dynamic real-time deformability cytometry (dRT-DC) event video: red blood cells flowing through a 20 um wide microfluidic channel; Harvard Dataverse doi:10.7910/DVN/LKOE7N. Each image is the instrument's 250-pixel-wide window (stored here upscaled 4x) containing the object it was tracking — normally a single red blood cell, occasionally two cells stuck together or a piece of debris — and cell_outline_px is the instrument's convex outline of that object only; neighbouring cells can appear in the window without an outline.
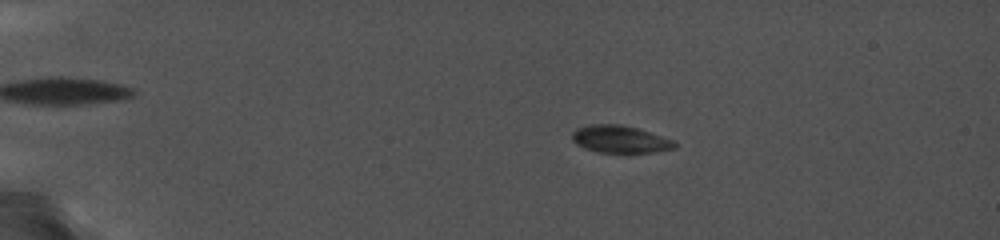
{"species": "common noctule bat (a hibernating species)", "species_latin": "Nyctalus noctula", "temperature_condition": "cold", "stored_images_in_passage": 89, "camera_frame_rate_fps": 5000, "um_per_image_px": 0.085, "animal": {"sex": "female", "body_mass_g": 19.0, "forearm_length_mm": 56.7}, "frame": {"image": 1, "passage_image": 21, "time_ms": 4.0, "image_size_px": [1000, 240], "cell_outline_px": [[680, 144], [676, 148], [656, 152], [596, 152], [584, 148], [576, 144], [572, 140], [572, 132], [576, 128], [588, 124], [620, 124], [636, 128], [664, 136], [676, 140]], "centroid_in_image_um": [52.74, 11.83], "position_along_channel_um": 32.3, "area_um2": 16.65}}
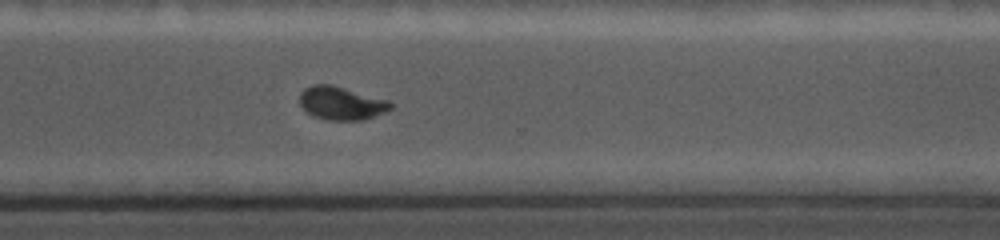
{"frame": {"image": 2, "passage_image": 74, "time_ms": 14.6, "image_size_px": [1000, 240], "cell_outline_px": [[392, 108], [384, 112], [364, 120], [328, 120], [316, 116], [308, 112], [300, 104], [300, 92], [304, 88], [312, 84], [332, 84], [388, 100], [392, 104]], "centroid_in_image_um": [29.01, 8.76], "position_along_channel_um": 341.6, "area_um2": 17.51}}
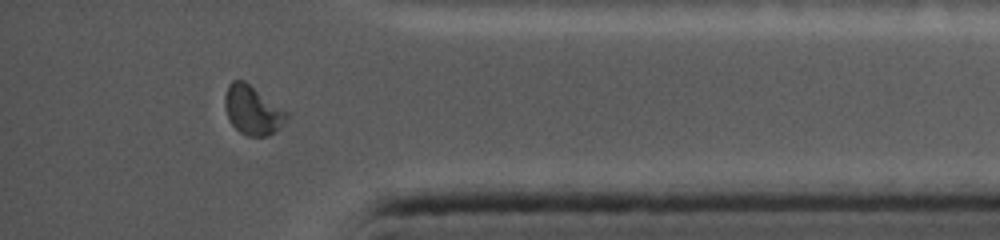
{"frame": {"image": 3, "passage_image": 84, "time_ms": 16.6, "image_size_px": [1000, 240], "cell_outline_px": [[288, 116], [276, 132], [268, 136], [248, 136], [240, 132], [232, 124], [228, 116], [224, 104], [224, 96], [228, 84], [232, 80], [244, 80], [288, 112]], "centroid_in_image_um": [21.46, 9.36], "position_along_channel_um": 413.7, "area_um2": 17.51}}